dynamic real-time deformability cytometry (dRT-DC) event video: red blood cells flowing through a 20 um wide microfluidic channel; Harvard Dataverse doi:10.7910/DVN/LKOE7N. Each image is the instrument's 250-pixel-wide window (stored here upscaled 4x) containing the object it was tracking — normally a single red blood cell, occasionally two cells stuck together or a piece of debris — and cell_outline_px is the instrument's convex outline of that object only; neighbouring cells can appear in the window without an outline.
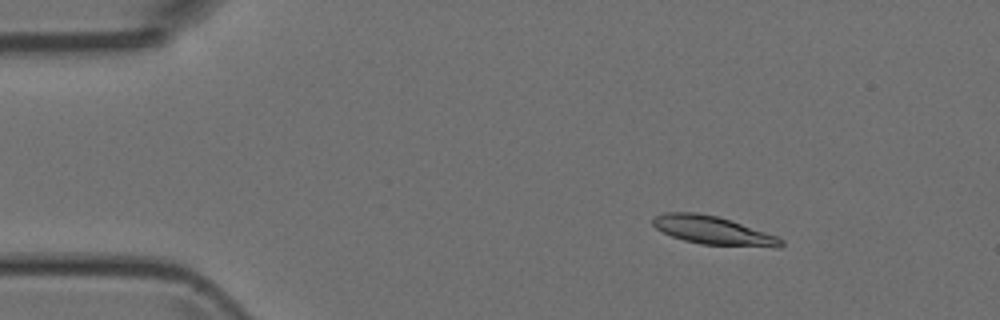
{"species": "Egyptian fruit bat (a non-hibernating species)", "species_latin": "Rousettus aegyptiacus", "temperature_condition": "room temperature", "stored_images_in_passage": 5, "camera_frame_rate_fps": 3000, "um_per_image_px": 0.085, "animal": {"sex": "female"}, "frame": {"image": 1, "passage_image": 3, "time_ms": 2.333, "image_size_px": [1000, 320], "cell_outline_px": [[784, 244], [780, 248], [776, 248], [700, 244], [684, 240], [672, 236], [656, 228], [652, 224], [652, 220], [656, 216], [664, 212], [696, 212], [716, 216], [732, 220], [776, 236], [784, 240]], "centroid_in_image_um": [60.65, 19.59], "position_along_channel_um": 24.4, "area_um2": 21.27}}